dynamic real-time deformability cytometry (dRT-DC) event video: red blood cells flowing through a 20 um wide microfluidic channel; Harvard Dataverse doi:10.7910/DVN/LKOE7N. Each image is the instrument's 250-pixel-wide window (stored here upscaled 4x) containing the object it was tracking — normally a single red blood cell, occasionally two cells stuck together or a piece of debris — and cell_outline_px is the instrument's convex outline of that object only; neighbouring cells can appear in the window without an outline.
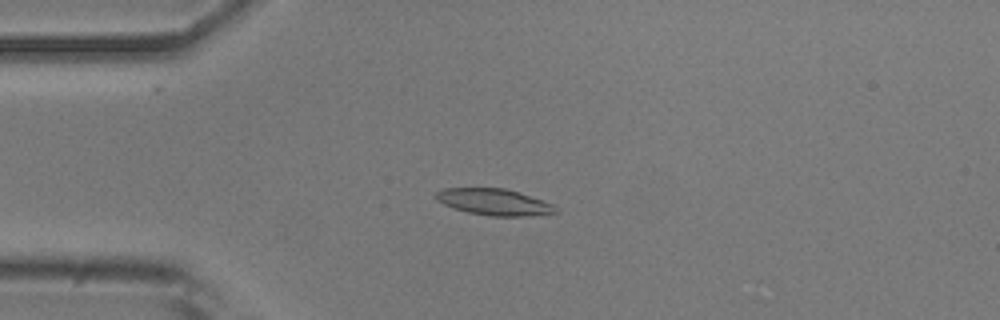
{"species": "common noctule bat (a hibernating species)", "species_latin": "Nyctalus noctula", "temperature_condition": "room temperature", "stored_images_in_passage": 5, "camera_frame_rate_fps": 3000, "um_per_image_px": 0.085, "animal": {"sex": "male", "body_mass_g": 20.5, "forearm_length_mm": 52.5}, "frame": {"image": 1, "passage_image": 3, "time_ms": 0.667, "image_size_px": [1000, 320], "cell_outline_px": [[560, 212], [536, 216], [488, 216], [468, 212], [452, 208], [436, 200], [436, 192], [444, 188], [504, 188], [520, 192], [552, 204]], "centroid_in_image_um": [42.02, 17.18], "position_along_channel_um": 43.0, "area_um2": 18.55}}
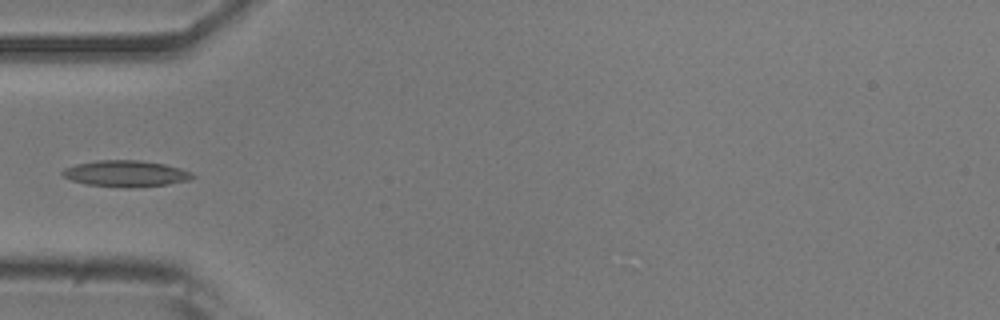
{"frame": {"image": 2, "passage_image": 4, "time_ms": 1.0, "image_size_px": [1000, 320], "cell_outline_px": [[196, 176], [188, 180], [168, 184], [136, 188], [124, 188], [84, 184], [72, 180], [64, 176], [60, 172], [64, 168], [76, 164], [96, 160], [140, 160], [164, 164], [180, 168], [192, 172]], "centroid_in_image_um": [10.69, 14.76], "position_along_channel_um": 74.3, "area_um2": 20.11}}
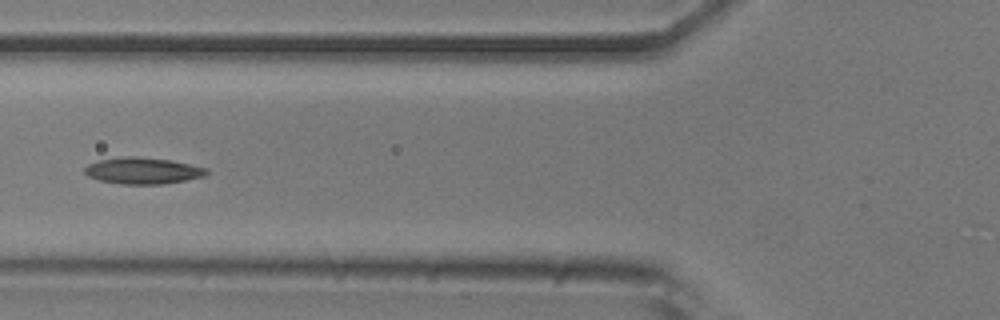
{"frame": {"image": 3, "passage_image": 5, "time_ms": 1.333, "image_size_px": [1000, 320], "cell_outline_px": [[208, 176], [164, 184], [120, 184], [100, 180], [88, 176], [84, 172], [84, 168], [88, 164], [100, 160], [120, 156], [136, 156], [172, 160], [208, 168]], "centroid_in_image_um": [12.17, 14.5], "position_along_channel_um": 113.6, "area_um2": 19.02}}